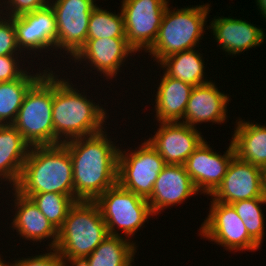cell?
Masks as SVG:
<instances>
[{"label":"cell","instance_id":"277c9868","mask_svg":"<svg viewBox=\"0 0 266 266\" xmlns=\"http://www.w3.org/2000/svg\"><path fill=\"white\" fill-rule=\"evenodd\" d=\"M169 7L168 4L156 40L146 51L158 64L172 54L199 47L204 29L208 30L205 27L211 11L208 3L173 10Z\"/></svg>","mask_w":266,"mask_h":266},{"label":"cell","instance_id":"7402d4cb","mask_svg":"<svg viewBox=\"0 0 266 266\" xmlns=\"http://www.w3.org/2000/svg\"><path fill=\"white\" fill-rule=\"evenodd\" d=\"M30 148L31 146L12 124L0 125L1 182L8 181L13 188L17 185Z\"/></svg>","mask_w":266,"mask_h":266},{"label":"cell","instance_id":"52a82bcc","mask_svg":"<svg viewBox=\"0 0 266 266\" xmlns=\"http://www.w3.org/2000/svg\"><path fill=\"white\" fill-rule=\"evenodd\" d=\"M109 235L133 237L135 232L154 216L147 199L122 188L118 183L96 200ZM117 229V231H116ZM121 230L122 235L118 233Z\"/></svg>","mask_w":266,"mask_h":266},{"label":"cell","instance_id":"3957f363","mask_svg":"<svg viewBox=\"0 0 266 266\" xmlns=\"http://www.w3.org/2000/svg\"><path fill=\"white\" fill-rule=\"evenodd\" d=\"M14 189L27 198L37 193L74 196L73 165L68 149L62 143L31 147Z\"/></svg>","mask_w":266,"mask_h":266},{"label":"cell","instance_id":"5bb4252c","mask_svg":"<svg viewBox=\"0 0 266 266\" xmlns=\"http://www.w3.org/2000/svg\"><path fill=\"white\" fill-rule=\"evenodd\" d=\"M13 25L17 45L22 53L26 50L29 52L25 53L34 51L36 56V51L42 53L41 51L45 50V53H48L49 49H56L57 23L50 5L13 17Z\"/></svg>","mask_w":266,"mask_h":266},{"label":"cell","instance_id":"8992f818","mask_svg":"<svg viewBox=\"0 0 266 266\" xmlns=\"http://www.w3.org/2000/svg\"><path fill=\"white\" fill-rule=\"evenodd\" d=\"M53 71L30 87L12 124L31 146L53 145Z\"/></svg>","mask_w":266,"mask_h":266},{"label":"cell","instance_id":"f546056e","mask_svg":"<svg viewBox=\"0 0 266 266\" xmlns=\"http://www.w3.org/2000/svg\"><path fill=\"white\" fill-rule=\"evenodd\" d=\"M19 54L21 51L17 45L13 18L0 15V56Z\"/></svg>","mask_w":266,"mask_h":266},{"label":"cell","instance_id":"7a4b0ae2","mask_svg":"<svg viewBox=\"0 0 266 266\" xmlns=\"http://www.w3.org/2000/svg\"><path fill=\"white\" fill-rule=\"evenodd\" d=\"M58 77L54 71L53 145L103 131L108 118L106 109L96 105L84 92L80 93L69 78Z\"/></svg>","mask_w":266,"mask_h":266},{"label":"cell","instance_id":"83f0119b","mask_svg":"<svg viewBox=\"0 0 266 266\" xmlns=\"http://www.w3.org/2000/svg\"><path fill=\"white\" fill-rule=\"evenodd\" d=\"M29 198L57 230L62 227L69 209L77 201L75 196L59 193H37Z\"/></svg>","mask_w":266,"mask_h":266},{"label":"cell","instance_id":"4fadbf2b","mask_svg":"<svg viewBox=\"0 0 266 266\" xmlns=\"http://www.w3.org/2000/svg\"><path fill=\"white\" fill-rule=\"evenodd\" d=\"M235 157L232 143L223 155L214 152L206 140L195 149L184 163L200 194L211 196L221 185L231 160Z\"/></svg>","mask_w":266,"mask_h":266},{"label":"cell","instance_id":"9c48e42d","mask_svg":"<svg viewBox=\"0 0 266 266\" xmlns=\"http://www.w3.org/2000/svg\"><path fill=\"white\" fill-rule=\"evenodd\" d=\"M208 217L199 229L201 237L206 238L231 251H256L261 246L248 234L244 222L230 204L210 199Z\"/></svg>","mask_w":266,"mask_h":266},{"label":"cell","instance_id":"d4e9b609","mask_svg":"<svg viewBox=\"0 0 266 266\" xmlns=\"http://www.w3.org/2000/svg\"><path fill=\"white\" fill-rule=\"evenodd\" d=\"M26 71L19 79L0 82V125L13 124L30 87L47 71Z\"/></svg>","mask_w":266,"mask_h":266},{"label":"cell","instance_id":"484cf974","mask_svg":"<svg viewBox=\"0 0 266 266\" xmlns=\"http://www.w3.org/2000/svg\"><path fill=\"white\" fill-rule=\"evenodd\" d=\"M123 236L109 235L89 255V266H133L136 242Z\"/></svg>","mask_w":266,"mask_h":266},{"label":"cell","instance_id":"9a60e30c","mask_svg":"<svg viewBox=\"0 0 266 266\" xmlns=\"http://www.w3.org/2000/svg\"><path fill=\"white\" fill-rule=\"evenodd\" d=\"M154 133L148 142L166 164L173 165H184L204 140L197 128L182 122H159V128Z\"/></svg>","mask_w":266,"mask_h":266},{"label":"cell","instance_id":"6da1fadb","mask_svg":"<svg viewBox=\"0 0 266 266\" xmlns=\"http://www.w3.org/2000/svg\"><path fill=\"white\" fill-rule=\"evenodd\" d=\"M106 129L99 133L62 143L73 165L75 199L95 201L117 184L120 147L108 138Z\"/></svg>","mask_w":266,"mask_h":266},{"label":"cell","instance_id":"f1b7e54d","mask_svg":"<svg viewBox=\"0 0 266 266\" xmlns=\"http://www.w3.org/2000/svg\"><path fill=\"white\" fill-rule=\"evenodd\" d=\"M261 204H266V197L252 198L232 203L238 216L244 222L248 234L260 245L264 239V213Z\"/></svg>","mask_w":266,"mask_h":266},{"label":"cell","instance_id":"cb8c5ba5","mask_svg":"<svg viewBox=\"0 0 266 266\" xmlns=\"http://www.w3.org/2000/svg\"><path fill=\"white\" fill-rule=\"evenodd\" d=\"M204 58L199 50L191 49L172 54L158 65L171 78L181 80L192 86L211 82L205 77Z\"/></svg>","mask_w":266,"mask_h":266},{"label":"cell","instance_id":"ffe728a7","mask_svg":"<svg viewBox=\"0 0 266 266\" xmlns=\"http://www.w3.org/2000/svg\"><path fill=\"white\" fill-rule=\"evenodd\" d=\"M14 196L15 215L10 225L16 229L26 241L42 242L52 239L49 243V249H55L58 241V230L42 214L38 207L30 198H27L12 188ZM17 210V211H16Z\"/></svg>","mask_w":266,"mask_h":266},{"label":"cell","instance_id":"e0dca14e","mask_svg":"<svg viewBox=\"0 0 266 266\" xmlns=\"http://www.w3.org/2000/svg\"><path fill=\"white\" fill-rule=\"evenodd\" d=\"M198 194L184 165L166 164L155 181L153 191L147 199L154 216L168 206L182 204L190 196Z\"/></svg>","mask_w":266,"mask_h":266},{"label":"cell","instance_id":"836d02e7","mask_svg":"<svg viewBox=\"0 0 266 266\" xmlns=\"http://www.w3.org/2000/svg\"><path fill=\"white\" fill-rule=\"evenodd\" d=\"M65 266H89L88 257L77 256V257H63Z\"/></svg>","mask_w":266,"mask_h":266},{"label":"cell","instance_id":"5b68a950","mask_svg":"<svg viewBox=\"0 0 266 266\" xmlns=\"http://www.w3.org/2000/svg\"><path fill=\"white\" fill-rule=\"evenodd\" d=\"M109 236L95 201H76L58 230L55 249L62 257L89 256Z\"/></svg>","mask_w":266,"mask_h":266},{"label":"cell","instance_id":"ac0fdd59","mask_svg":"<svg viewBox=\"0 0 266 266\" xmlns=\"http://www.w3.org/2000/svg\"><path fill=\"white\" fill-rule=\"evenodd\" d=\"M233 17H215L208 29H212L213 38L226 55H236L252 47L260 46L266 39L264 30L256 25Z\"/></svg>","mask_w":266,"mask_h":266},{"label":"cell","instance_id":"8fae6325","mask_svg":"<svg viewBox=\"0 0 266 266\" xmlns=\"http://www.w3.org/2000/svg\"><path fill=\"white\" fill-rule=\"evenodd\" d=\"M169 0H122L126 40L136 51L145 52L157 38Z\"/></svg>","mask_w":266,"mask_h":266},{"label":"cell","instance_id":"7c38bea8","mask_svg":"<svg viewBox=\"0 0 266 266\" xmlns=\"http://www.w3.org/2000/svg\"><path fill=\"white\" fill-rule=\"evenodd\" d=\"M211 199L224 204L266 197L263 169L238 159L231 160L221 185Z\"/></svg>","mask_w":266,"mask_h":266},{"label":"cell","instance_id":"d6986e66","mask_svg":"<svg viewBox=\"0 0 266 266\" xmlns=\"http://www.w3.org/2000/svg\"><path fill=\"white\" fill-rule=\"evenodd\" d=\"M229 96L216 86L215 82L193 87L182 123L197 128L199 123L221 124L228 118ZM227 113V114H226Z\"/></svg>","mask_w":266,"mask_h":266},{"label":"cell","instance_id":"4316f807","mask_svg":"<svg viewBox=\"0 0 266 266\" xmlns=\"http://www.w3.org/2000/svg\"><path fill=\"white\" fill-rule=\"evenodd\" d=\"M126 38L122 11L116 15L98 7L90 14L87 39Z\"/></svg>","mask_w":266,"mask_h":266},{"label":"cell","instance_id":"8d00e7d4","mask_svg":"<svg viewBox=\"0 0 266 266\" xmlns=\"http://www.w3.org/2000/svg\"><path fill=\"white\" fill-rule=\"evenodd\" d=\"M263 175H264V184L266 186V166L265 168L263 169Z\"/></svg>","mask_w":266,"mask_h":266},{"label":"cell","instance_id":"44dd1931","mask_svg":"<svg viewBox=\"0 0 266 266\" xmlns=\"http://www.w3.org/2000/svg\"><path fill=\"white\" fill-rule=\"evenodd\" d=\"M163 74L155 95V119L158 122H181L194 86Z\"/></svg>","mask_w":266,"mask_h":266},{"label":"cell","instance_id":"d6a6232c","mask_svg":"<svg viewBox=\"0 0 266 266\" xmlns=\"http://www.w3.org/2000/svg\"><path fill=\"white\" fill-rule=\"evenodd\" d=\"M47 253L14 260V266H65L64 258L56 250L47 248ZM53 251V252H52ZM24 258V259H23Z\"/></svg>","mask_w":266,"mask_h":266},{"label":"cell","instance_id":"603a6c76","mask_svg":"<svg viewBox=\"0 0 266 266\" xmlns=\"http://www.w3.org/2000/svg\"><path fill=\"white\" fill-rule=\"evenodd\" d=\"M238 120L235 122L237 124H235L231 140L235 156L264 169L266 166V126L241 120L240 117Z\"/></svg>","mask_w":266,"mask_h":266},{"label":"cell","instance_id":"2e32d148","mask_svg":"<svg viewBox=\"0 0 266 266\" xmlns=\"http://www.w3.org/2000/svg\"><path fill=\"white\" fill-rule=\"evenodd\" d=\"M137 52L128 44L126 38L87 39L84 46L71 58L75 63L85 61L92 70H97L107 79L115 78L126 58ZM132 54V55H131Z\"/></svg>","mask_w":266,"mask_h":266},{"label":"cell","instance_id":"30bf717a","mask_svg":"<svg viewBox=\"0 0 266 266\" xmlns=\"http://www.w3.org/2000/svg\"><path fill=\"white\" fill-rule=\"evenodd\" d=\"M52 1V2H51ZM94 0H50L57 23L56 50L73 58L87 41Z\"/></svg>","mask_w":266,"mask_h":266},{"label":"cell","instance_id":"d590c367","mask_svg":"<svg viewBox=\"0 0 266 266\" xmlns=\"http://www.w3.org/2000/svg\"><path fill=\"white\" fill-rule=\"evenodd\" d=\"M0 256H1V255H0ZM0 266H14V264H13V262H12V263L10 262V264H9V262L6 263V261L3 260V259L0 257Z\"/></svg>","mask_w":266,"mask_h":266},{"label":"cell","instance_id":"4dcf8cb0","mask_svg":"<svg viewBox=\"0 0 266 266\" xmlns=\"http://www.w3.org/2000/svg\"><path fill=\"white\" fill-rule=\"evenodd\" d=\"M0 0V14L9 16L10 18L31 13L35 10L44 8L49 5L50 0ZM4 4V6H3ZM7 6H6V5ZM4 7V9H3ZM4 10L5 13L3 12ZM9 13H8V12ZM7 13V14H6Z\"/></svg>","mask_w":266,"mask_h":266},{"label":"cell","instance_id":"1f68e13d","mask_svg":"<svg viewBox=\"0 0 266 266\" xmlns=\"http://www.w3.org/2000/svg\"><path fill=\"white\" fill-rule=\"evenodd\" d=\"M21 55H4L0 56V82H8L15 79H19L27 70L28 67L20 66L19 63ZM20 60V61H19Z\"/></svg>","mask_w":266,"mask_h":266},{"label":"cell","instance_id":"e575fe53","mask_svg":"<svg viewBox=\"0 0 266 266\" xmlns=\"http://www.w3.org/2000/svg\"><path fill=\"white\" fill-rule=\"evenodd\" d=\"M256 5L258 6V11L262 14V17L266 19V0H256Z\"/></svg>","mask_w":266,"mask_h":266},{"label":"cell","instance_id":"ba28073f","mask_svg":"<svg viewBox=\"0 0 266 266\" xmlns=\"http://www.w3.org/2000/svg\"><path fill=\"white\" fill-rule=\"evenodd\" d=\"M123 150H119L117 183L148 199L159 173L166 165L164 159L146 139L135 150Z\"/></svg>","mask_w":266,"mask_h":266}]
</instances>
